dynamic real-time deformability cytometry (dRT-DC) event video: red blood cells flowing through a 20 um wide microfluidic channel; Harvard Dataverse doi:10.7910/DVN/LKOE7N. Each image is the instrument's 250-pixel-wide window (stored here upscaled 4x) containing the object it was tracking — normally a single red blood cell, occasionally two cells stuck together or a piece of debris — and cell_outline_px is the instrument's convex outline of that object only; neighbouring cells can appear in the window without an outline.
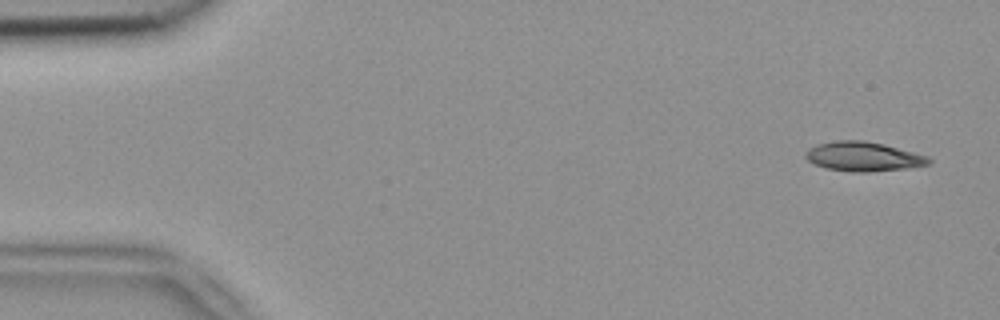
{"species": "common noctule bat (a hibernating species)", "species_latin": "Nyctalus noctula", "temperature_condition": "room temperature", "stored_images_in_passage": 5, "camera_frame_rate_fps": 3000, "um_per_image_px": 0.085, "animal": {"sex": "female", "body_mass_g": 18.4}, "frame": {"image": 1, "passage_image": 1, "time_ms": 0.0, "image_size_px": [1000, 320], "cell_outline_px": [[932, 160], [928, 164], [904, 168], [868, 172], [852, 172], [824, 168], [808, 160], [804, 156], [804, 152], [808, 148], [816, 144], [836, 140], [864, 140], [884, 144], [928, 156]], "centroid_in_image_um": [73.33, 13.29], "position_along_channel_um": 11.7, "area_um2": 21.1}}
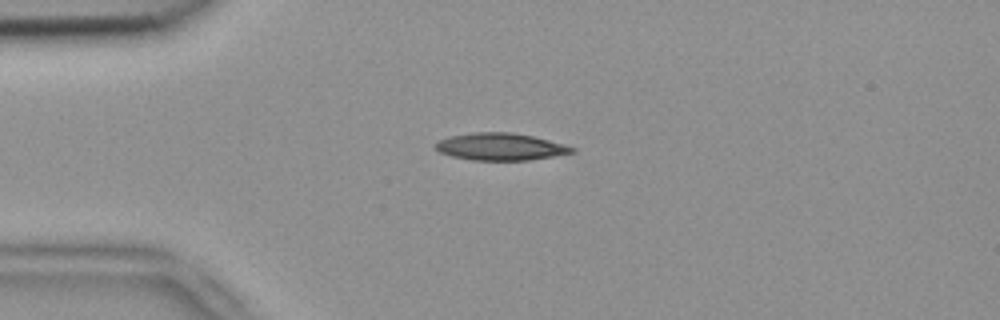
{"frame": {"image": 2, "passage_image": 4, "time_ms": 1.0, "image_size_px": [1000, 320], "cell_outline_px": [[576, 152], [528, 160], [472, 160], [452, 156], [440, 152], [432, 148], [440, 140], [448, 136], [476, 132], [512, 132], [532, 136], [564, 144], [576, 148]], "centroid_in_image_um": [42.52, 12.47], "position_along_channel_um": 42.5, "area_um2": 21.56}}